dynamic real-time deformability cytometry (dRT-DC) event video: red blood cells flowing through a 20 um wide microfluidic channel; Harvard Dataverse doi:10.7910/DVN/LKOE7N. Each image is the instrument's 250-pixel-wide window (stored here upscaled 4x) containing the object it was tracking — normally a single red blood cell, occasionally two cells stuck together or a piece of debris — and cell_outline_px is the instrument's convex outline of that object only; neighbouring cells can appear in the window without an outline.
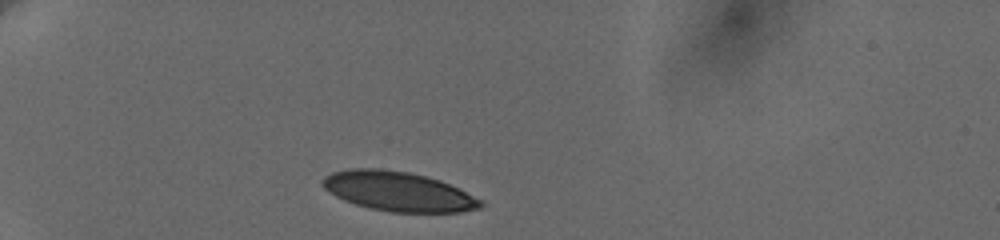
{"species": "human", "species_latin": "Homo sapiens", "temperature_condition": "cold", "stored_images_in_passage": 4, "camera_frame_rate_fps": 3000, "um_per_image_px": 0.085, "donor": {"sex": "female"}, "frame": {"image": 1, "passage_image": 1, "time_ms": 0.0, "image_size_px": [1000, 240], "cell_outline_px": [[484, 204], [480, 208], [460, 212], [392, 212], [372, 208], [356, 204], [344, 200], [328, 192], [320, 184], [320, 180], [324, 176], [332, 172], [348, 168], [380, 168], [408, 172], [440, 180], [484, 200]], "centroid_in_image_um": [33.83, 16.26], "position_along_channel_um": 51.2, "area_um2": 36.47}}
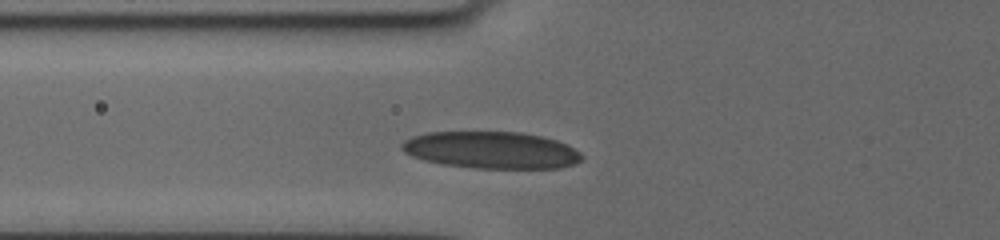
{"frame": {"image": 2, "passage_image": 4, "time_ms": 2.0, "image_size_px": [1000, 240], "cell_outline_px": [[584, 156], [580, 160], [572, 164], [560, 168], [476, 168], [440, 164], [424, 160], [412, 156], [404, 152], [400, 148], [400, 144], [404, 140], [412, 136], [428, 132], [520, 132], [544, 136], [556, 140], [580, 152]], "centroid_in_image_um": [41.72, 12.75], "position_along_channel_um": 84.1, "area_um2": 38.84}}